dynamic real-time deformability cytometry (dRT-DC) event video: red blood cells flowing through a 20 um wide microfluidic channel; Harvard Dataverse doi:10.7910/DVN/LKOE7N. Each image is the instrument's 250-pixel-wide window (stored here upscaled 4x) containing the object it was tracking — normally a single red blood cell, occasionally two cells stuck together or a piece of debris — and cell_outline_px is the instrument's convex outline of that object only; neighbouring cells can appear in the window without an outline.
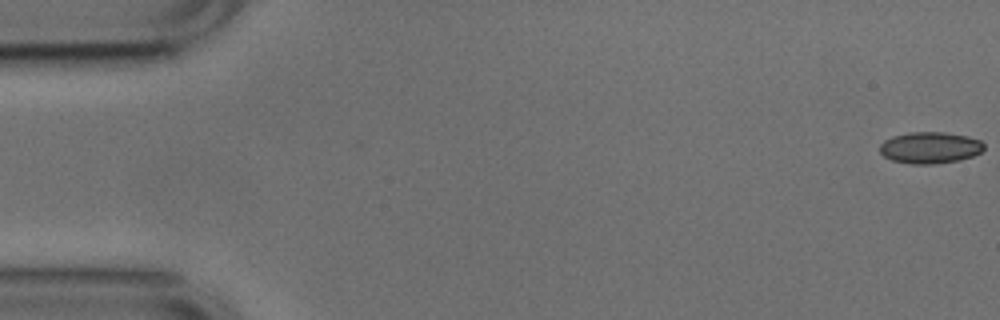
{"species": "common noctule bat (a hibernating species)", "species_latin": "Nyctalus noctula", "temperature_condition": "cold", "stored_images_in_passage": 53, "camera_frame_rate_fps": 3000, "um_per_image_px": 0.085, "animal": {"sex": "male", "body_mass_g": 17.9, "forearm_length_mm": 54.2}, "frame": {"image": 1, "passage_image": 1, "time_ms": 0.0, "image_size_px": [1000, 320], "cell_outline_px": [[984, 148], [980, 152], [972, 156], [960, 160], [932, 164], [908, 164], [892, 160], [884, 156], [880, 152], [880, 144], [884, 140], [892, 136], [908, 132], [944, 132], [968, 136], [980, 140], [984, 144]], "centroid_in_image_um": [79.03, 12.55], "position_along_channel_um": 6.0, "area_um2": 19.25}}
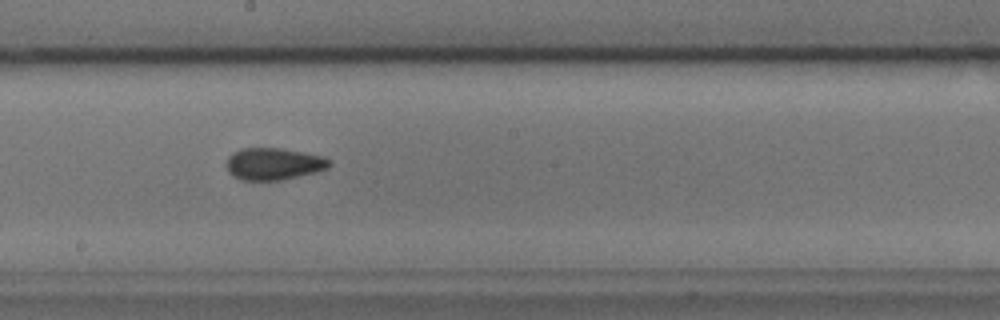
{"frame": {"image": 2, "passage_image": 29, "time_ms": 9.333, "image_size_px": [1000, 320], "cell_outline_px": [[332, 164], [328, 168], [316, 172], [280, 180], [240, 180], [232, 176], [228, 172], [224, 164], [228, 156], [232, 152], [240, 148], [280, 148], [304, 152], [324, 156], [332, 160]], "centroid_in_image_um": [23.23, 13.92], "position_along_channel_um": 225.0, "area_um2": 19.59}}
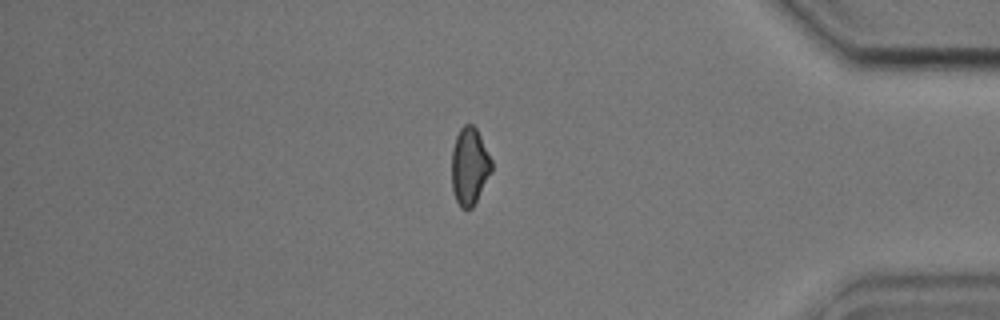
{"frame": {"image": 3, "passage_image": 45, "time_ms": 14.667, "image_size_px": [1000, 320], "cell_outline_px": [[492, 168], [472, 208], [460, 208], [456, 200], [452, 188], [452, 148], [456, 136], [460, 128], [464, 124], [472, 124], [476, 128], [492, 160]], "centroid_in_image_um": [39.89, 14.1], "position_along_channel_um": 395.3, "area_um2": 17.69}, "authors_computed_cell_mechanics": {"area_um2": 18.8428, "velocity_mm_per_s": 3.7797, "shape_relaxation_time_tau1_ms": null, "shape_relaxation_time_tau2_ms": 2.0708, "deformation_change_tau1": null, "deformation_change_tau2": 0.075}}